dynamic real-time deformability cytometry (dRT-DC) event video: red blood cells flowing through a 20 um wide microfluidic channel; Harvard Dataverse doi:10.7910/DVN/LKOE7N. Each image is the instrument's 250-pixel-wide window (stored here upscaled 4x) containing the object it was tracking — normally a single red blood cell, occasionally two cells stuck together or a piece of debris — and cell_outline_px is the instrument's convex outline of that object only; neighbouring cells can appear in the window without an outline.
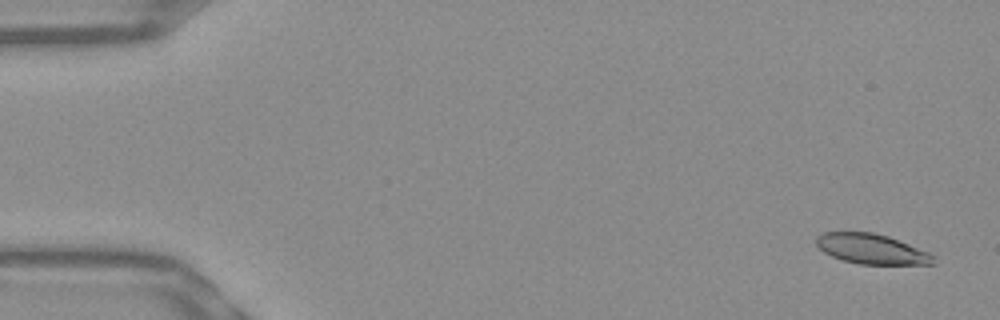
{"species": "Egyptian fruit bat (a non-hibernating species)", "species_latin": "Rousettus aegyptiacus", "temperature_condition": "warm", "stored_images_in_passage": 54, "camera_frame_rate_fps": 3000, "um_per_image_px": 0.085, "frame": {"image": 1, "passage_image": 3, "time_ms": 0.667, "image_size_px": [1000, 320], "cell_outline_px": [[936, 264], [860, 264], [844, 260], [832, 256], [824, 252], [816, 244], [816, 236], [824, 232], [872, 232], [888, 236], [928, 252], [936, 256]], "centroid_in_image_um": [74.1, 21.16], "position_along_channel_um": 10.9, "area_um2": 20.4}}
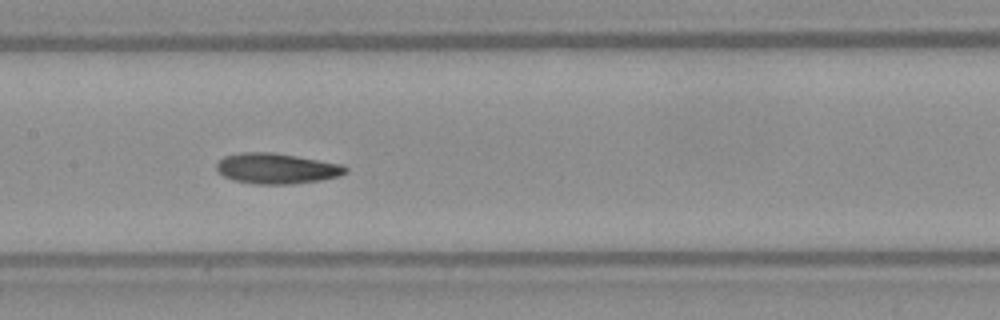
{"frame": {"image": 2, "passage_image": 27, "time_ms": 8.667, "image_size_px": [1000, 320], "cell_outline_px": [[348, 172], [340, 176], [320, 180], [292, 184], [256, 184], [236, 180], [224, 176], [216, 168], [216, 164], [224, 156], [240, 152], [272, 152], [296, 156], [340, 164], [348, 168]], "centroid_in_image_um": [23.52, 14.32], "position_along_channel_um": 183.9, "area_um2": 22.77}}
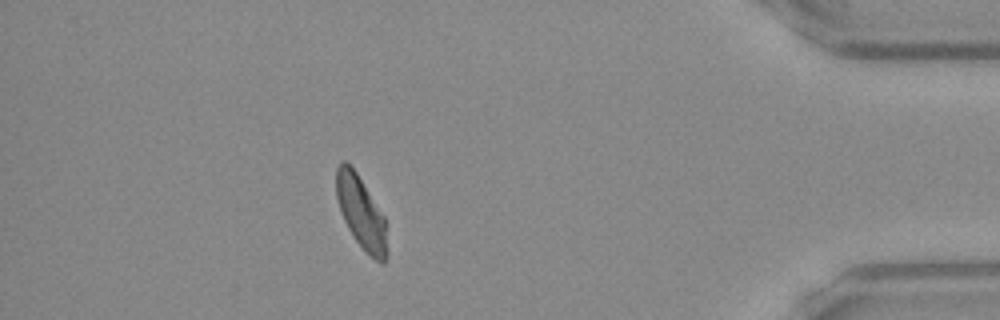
{"frame": {"image": 3, "passage_image": 48, "time_ms": 15.667, "image_size_px": [1000, 320], "cell_outline_px": [[388, 260], [384, 264], [380, 264], [364, 252], [348, 228], [340, 212], [336, 196], [336, 168], [340, 160], [344, 160], [356, 172], [384, 216]], "centroid_in_image_um": [30.69, 18.12], "position_along_channel_um": 404.5, "area_um2": 21.5}, "authors_computed_cell_mechanics": {"area_um2": 22.253, "velocity_mm_per_s": 3.8153, "shape_relaxation_time_tau1_ms": 6.2587, "shape_relaxation_time_tau2_ms": 3.0661, "deformation_change_tau1": 0.1766, "deformation_change_tau2": 0.0917}}